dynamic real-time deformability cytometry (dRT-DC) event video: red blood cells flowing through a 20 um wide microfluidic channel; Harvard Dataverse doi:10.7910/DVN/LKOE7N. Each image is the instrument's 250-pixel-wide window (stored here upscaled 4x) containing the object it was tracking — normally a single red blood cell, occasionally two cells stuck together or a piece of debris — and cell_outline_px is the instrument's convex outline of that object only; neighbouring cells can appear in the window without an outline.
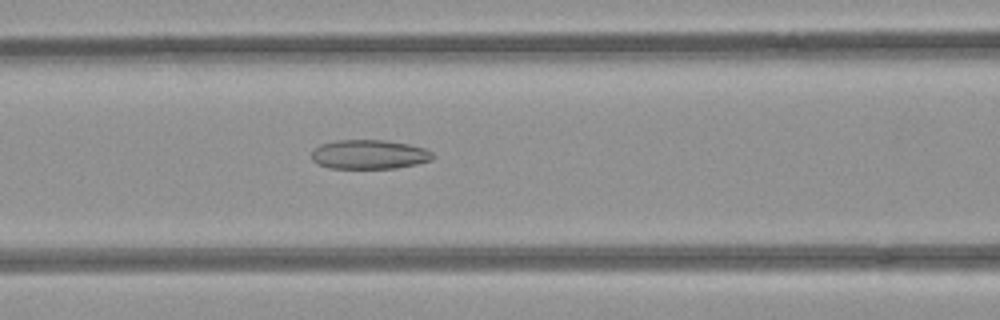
{"species": "common noctule bat (a hibernating species)", "species_latin": "Nyctalus noctula", "temperature_condition": "room temperature", "stored_images_in_passage": 51, "camera_frame_rate_fps": 3000, "um_per_image_px": 0.085, "animal": {"sex": "female", "body_mass_g": 21.9}, "frame": {"image": 1, "passage_image": 21, "time_ms": 6.667, "image_size_px": [1000, 320], "cell_outline_px": [[436, 156], [432, 160], [416, 164], [396, 168], [328, 168], [316, 164], [312, 160], [312, 152], [320, 144], [336, 140], [384, 140], [408, 144], [424, 148], [432, 152]], "centroid_in_image_um": [31.38, 13.13], "position_along_channel_um": 135.2, "area_um2": 20.75}}
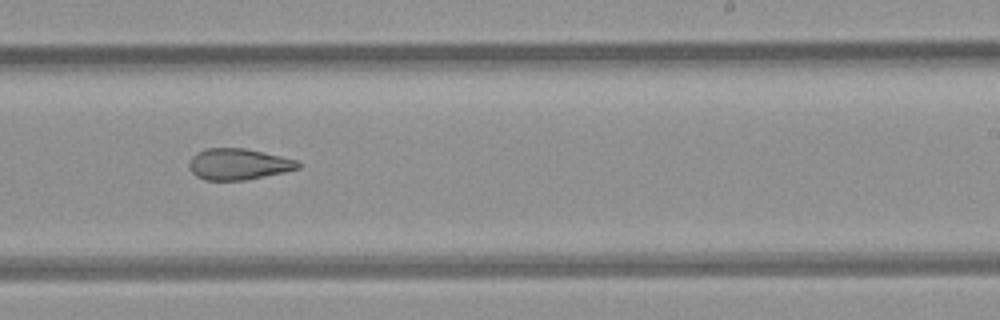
{"frame": {"image": 2, "passage_image": 31, "time_ms": 10.0, "image_size_px": [1000, 320], "cell_outline_px": [[304, 164], [300, 168], [284, 172], [244, 180], [204, 180], [196, 176], [188, 168], [188, 164], [192, 156], [196, 152], [204, 148], [244, 148], [280, 156], [296, 160]], "centroid_in_image_um": [20.24, 13.95], "position_along_channel_um": 268.8, "area_um2": 19.88}}
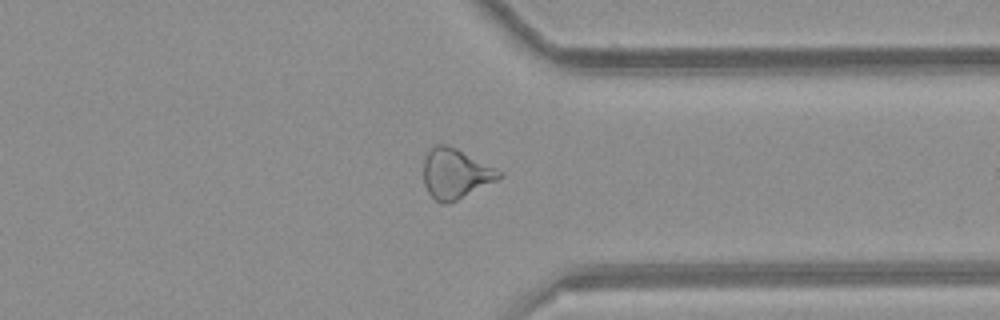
{"frame": {"image": 3, "passage_image": 39, "time_ms": 12.667, "image_size_px": [1000, 320], "cell_outline_px": [[504, 176], [448, 204], [440, 204], [428, 192], [424, 184], [424, 156], [436, 144], [448, 144], [504, 172]], "centroid_in_image_um": [38.71, 14.75], "position_along_channel_um": 372.7, "area_um2": 21.85}, "authors_computed_cell_mechanics": {"area_um2": 23.7558, "velocity_mm_per_s": 4.0131, "shape_relaxation_time_tau1_ms": null, "shape_relaxation_time_tau2_ms": 4.1148, "deformation_change_tau1": null, "deformation_change_tau2": 0.1339}}